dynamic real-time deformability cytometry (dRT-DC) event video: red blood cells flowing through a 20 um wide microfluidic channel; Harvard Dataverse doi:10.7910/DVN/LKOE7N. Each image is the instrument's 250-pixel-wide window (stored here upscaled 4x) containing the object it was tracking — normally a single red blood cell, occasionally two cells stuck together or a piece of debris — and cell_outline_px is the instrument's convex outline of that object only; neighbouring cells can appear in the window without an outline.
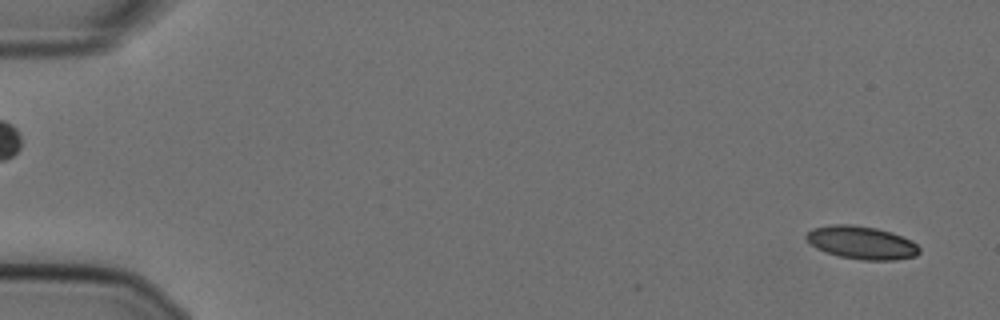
{"species": "Egyptian fruit bat (a non-hibernating species)", "species_latin": "Rousettus aegyptiacus", "temperature_condition": "cold", "stored_images_in_passage": 57, "camera_frame_rate_fps": 3000, "um_per_image_px": 0.085, "animal": {"sex": "female"}, "frame": {"image": 1, "passage_image": 2, "time_ms": 0.333, "image_size_px": [1000, 320], "cell_outline_px": [[920, 252], [916, 256], [896, 260], [860, 260], [840, 256], [816, 248], [804, 236], [812, 228], [832, 224], [852, 224], [876, 228], [892, 232], [912, 240], [920, 248]], "centroid_in_image_um": [73.27, 20.62], "position_along_channel_um": 11.7, "area_um2": 21.79}}
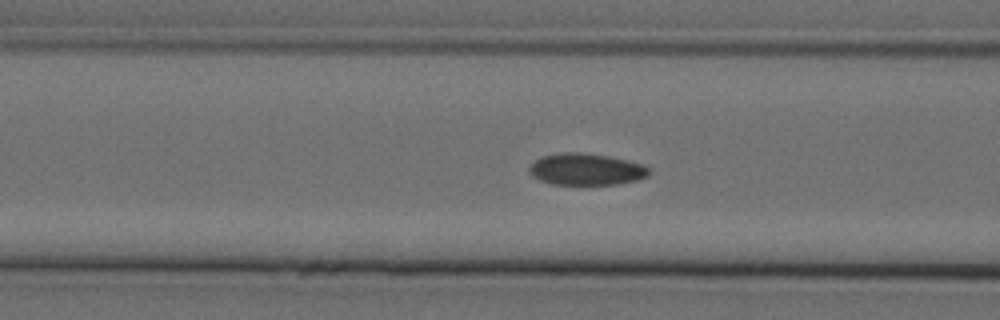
{"frame": {"image": 2, "passage_image": 22, "time_ms": 7.0, "image_size_px": [1000, 320], "cell_outline_px": [[652, 172], [648, 176], [636, 180], [620, 184], [552, 184], [540, 180], [532, 176], [528, 172], [528, 168], [540, 156], [560, 152], [580, 152], [608, 156], [628, 160], [644, 164], [652, 168]], "centroid_in_image_um": [49.86, 14.38], "position_along_channel_um": 116.7, "area_um2": 22.43}}
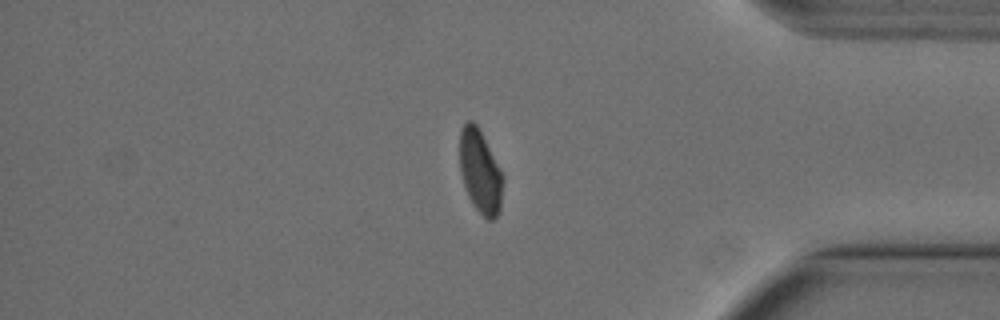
{"frame": {"image": 3, "passage_image": 47, "time_ms": 15.333, "image_size_px": [1000, 320], "cell_outline_px": [[504, 180], [500, 212], [492, 220], [488, 220], [472, 204], [468, 196], [460, 172], [460, 128], [468, 120], [472, 120], [480, 128], [504, 176]], "centroid_in_image_um": [40.83, 14.56], "position_along_channel_um": 394.4, "area_um2": 21.27}}